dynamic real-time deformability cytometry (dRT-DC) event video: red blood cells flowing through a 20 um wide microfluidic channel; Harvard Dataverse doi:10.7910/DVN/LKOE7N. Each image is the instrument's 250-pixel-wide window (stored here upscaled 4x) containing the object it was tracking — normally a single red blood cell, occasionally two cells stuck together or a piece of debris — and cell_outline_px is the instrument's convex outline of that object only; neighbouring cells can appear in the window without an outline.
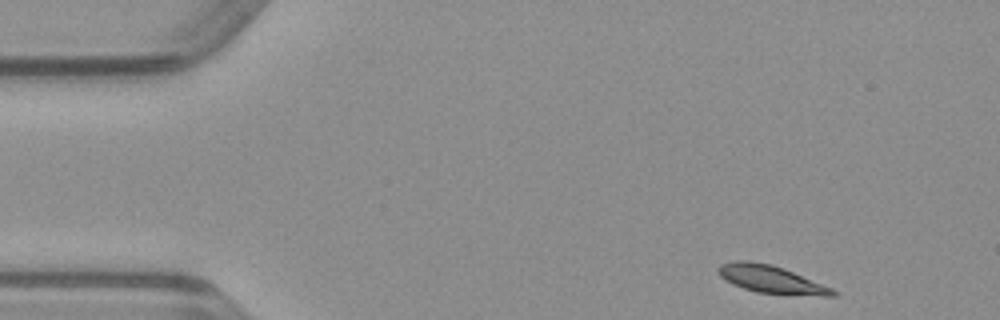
{"species": "common noctule bat (a hibernating species)", "species_latin": "Nyctalus noctula", "temperature_condition": "warm", "stored_images_in_passage": 45, "camera_frame_rate_fps": 3000, "um_per_image_px": 0.085, "animal": {"sex": "male", "body_mass_g": 23.1, "forearm_length_mm": 52.7}, "frame": {"image": 1, "passage_image": 1, "time_ms": 0.0, "image_size_px": [1000, 320], "cell_outline_px": [[840, 292], [836, 296], [820, 296], [756, 292], [732, 284], [720, 276], [716, 268], [720, 264], [736, 260], [748, 260], [772, 264], [784, 268], [832, 288]], "centroid_in_image_um": [65.55, 23.73], "position_along_channel_um": 19.5, "area_um2": 18.55}}
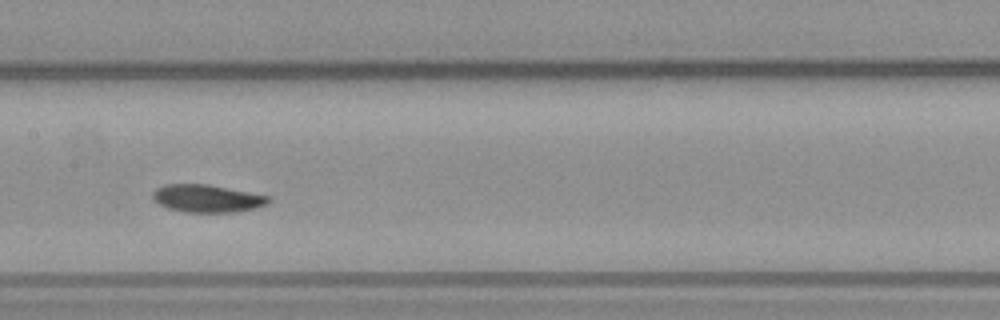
{"frame": {"image": 2, "passage_image": 20, "time_ms": 6.333, "image_size_px": [1000, 320], "cell_outline_px": [[272, 200], [268, 204], [256, 208], [232, 212], [184, 212], [168, 208], [152, 200], [152, 192], [156, 188], [164, 184], [208, 184], [272, 196]], "centroid_in_image_um": [17.62, 16.86], "position_along_channel_um": 189.8, "area_um2": 18.9}}
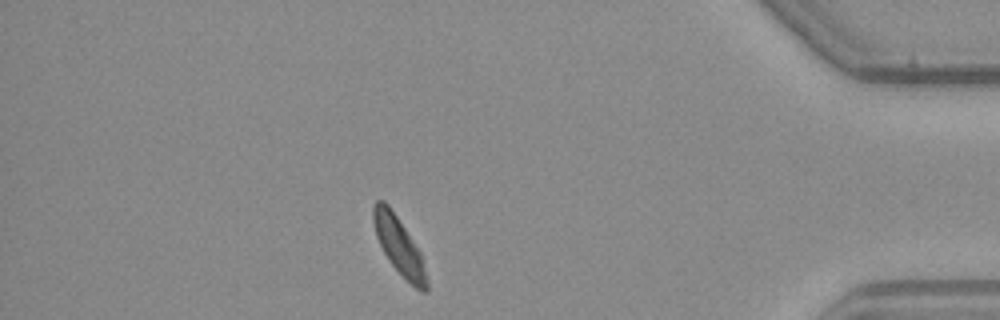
{"frame": {"image": 3, "passage_image": 39, "time_ms": 12.667, "image_size_px": [1000, 320], "cell_outline_px": [[428, 292], [420, 292], [388, 260], [376, 236], [372, 220], [372, 208], [376, 200], [384, 200], [388, 204], [420, 252], [428, 280]], "centroid_in_image_um": [33.9, 20.88], "position_along_channel_um": 401.3, "area_um2": 17.4}}